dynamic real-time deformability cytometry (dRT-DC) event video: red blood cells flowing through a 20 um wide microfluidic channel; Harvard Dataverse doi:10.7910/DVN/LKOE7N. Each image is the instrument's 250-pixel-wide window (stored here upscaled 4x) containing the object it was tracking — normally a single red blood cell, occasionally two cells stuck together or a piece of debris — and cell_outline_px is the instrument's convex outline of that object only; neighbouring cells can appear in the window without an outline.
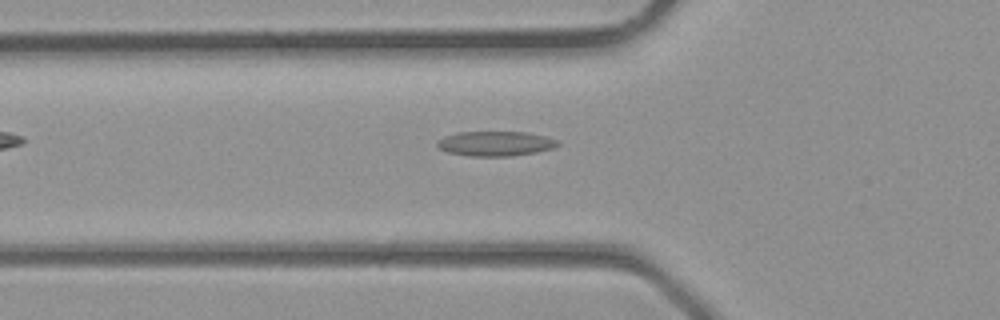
{"species": "common noctule bat (a hibernating species)", "species_latin": "Nyctalus noctula", "temperature_condition": "room temperature", "stored_images_in_passage": 2, "camera_frame_rate_fps": 3000, "um_per_image_px": 0.085, "animal": {"sex": "male", "body_mass_g": 23.1, "forearm_length_mm": 52.7}, "frame": {"image": 1, "passage_image": 2, "time_ms": 0.333, "image_size_px": [1000, 320], "cell_outline_px": [[560, 144], [552, 148], [536, 152], [512, 156], [468, 156], [448, 152], [440, 148], [436, 144], [436, 140], [444, 136], [456, 132], [524, 132], [544, 136], [556, 140]], "centroid_in_image_um": [42.06, 12.2], "position_along_channel_um": 83.7, "area_um2": 17.34}}